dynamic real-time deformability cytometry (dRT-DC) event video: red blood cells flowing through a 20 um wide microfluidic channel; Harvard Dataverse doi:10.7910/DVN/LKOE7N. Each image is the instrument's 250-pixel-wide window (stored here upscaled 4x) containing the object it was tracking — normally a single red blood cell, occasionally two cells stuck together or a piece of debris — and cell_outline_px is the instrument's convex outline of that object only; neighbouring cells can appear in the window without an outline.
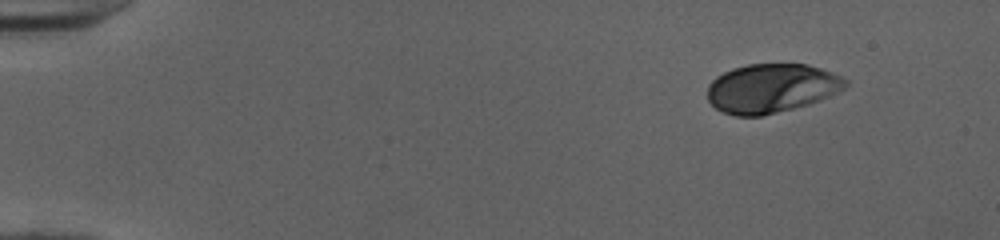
{"species": "human", "species_latin": "Homo sapiens", "temperature_condition": "cold", "stored_images_in_passage": 27, "camera_frame_rate_fps": 3000, "um_per_image_px": 0.085, "donor": {"sex": "female"}, "frame": {"image": 1, "passage_image": 1, "time_ms": 0.0, "image_size_px": [1000, 240], "cell_outline_px": [[848, 84], [840, 92], [820, 100], [808, 104], [764, 116], [736, 116], [724, 112], [716, 108], [708, 100], [708, 84], [716, 76], [732, 68], [748, 64], [808, 64], [820, 68], [840, 76], [848, 80]], "centroid_in_image_um": [65.58, 7.5], "position_along_channel_um": 19.4, "area_um2": 39.54}}
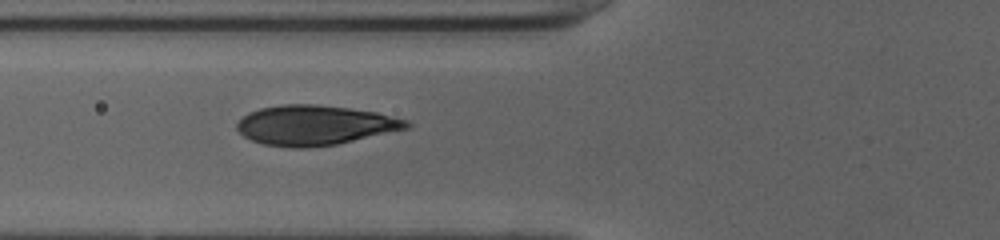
{"frame": {"image": 2, "passage_image": 16, "time_ms": 5.0, "image_size_px": [1000, 240], "cell_outline_px": [[412, 128], [336, 144], [304, 148], [292, 148], [264, 144], [252, 140], [244, 136], [236, 128], [236, 124], [248, 112], [260, 108], [280, 104], [320, 104], [352, 108], [376, 112], [408, 120], [412, 124]], "centroid_in_image_um": [26.8, 10.63], "position_along_channel_um": 99.0, "area_um2": 39.65}}
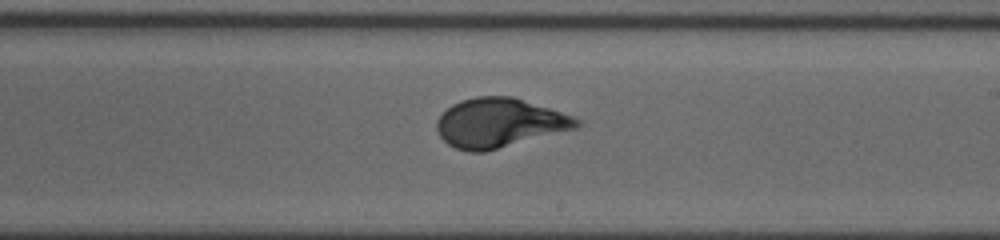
{"frame": {"image": 3, "passage_image": 27, "time_ms": 8.667, "image_size_px": [1000, 240], "cell_outline_px": [[580, 124], [576, 128], [484, 152], [468, 152], [456, 148], [448, 144], [440, 136], [436, 128], [436, 120], [452, 104], [460, 100], [484, 92], [508, 92], [572, 116], [580, 120]], "centroid_in_image_um": [42.42, 10.36], "position_along_channel_um": 246.6, "area_um2": 41.27}}